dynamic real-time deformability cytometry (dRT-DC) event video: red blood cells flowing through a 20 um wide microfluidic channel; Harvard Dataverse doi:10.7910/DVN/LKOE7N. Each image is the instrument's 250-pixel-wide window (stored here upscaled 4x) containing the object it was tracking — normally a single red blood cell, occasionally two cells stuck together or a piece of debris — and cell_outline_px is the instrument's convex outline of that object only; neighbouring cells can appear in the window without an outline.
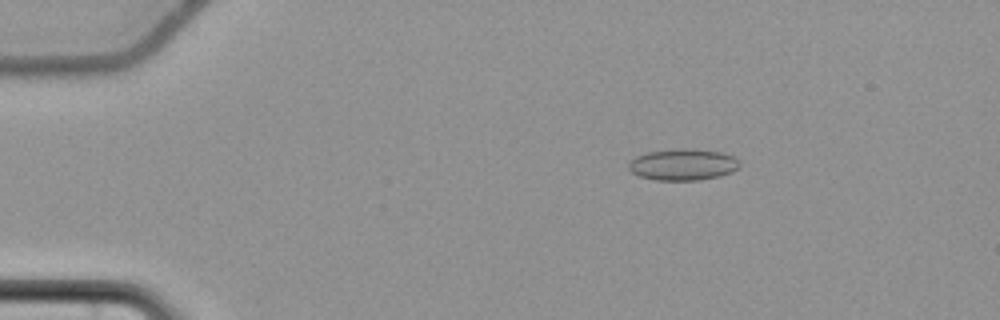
{"species": "common noctule bat (a hibernating species)", "species_latin": "Nyctalus noctula", "temperature_condition": "cold", "stored_images_in_passage": 58, "camera_frame_rate_fps": 3000, "um_per_image_px": 0.085, "animal": {"sex": "female", "body_mass_g": 22.7, "forearm_length_mm": 54.2}, "frame": {"image": 1, "passage_image": 11, "time_ms": 3.333, "image_size_px": [1000, 320], "cell_outline_px": [[740, 168], [732, 172], [720, 176], [700, 180], [656, 180], [640, 176], [632, 172], [628, 168], [628, 160], [636, 156], [648, 152], [676, 148], [692, 148], [724, 152], [736, 156], [740, 160]], "centroid_in_image_um": [58.1, 13.97], "position_along_channel_um": 26.9, "area_um2": 20.87}}
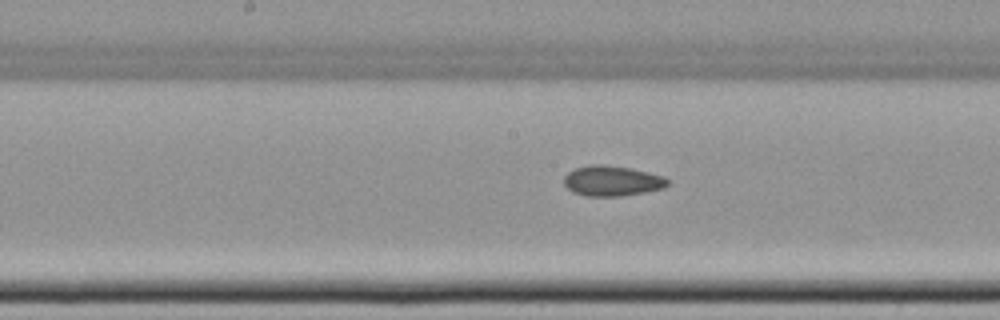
{"frame": {"image": 2, "passage_image": 31, "time_ms": 10.0, "image_size_px": [1000, 320], "cell_outline_px": [[668, 184], [664, 188], [644, 192], [620, 196], [584, 196], [572, 192], [564, 184], [564, 176], [568, 172], [576, 168], [592, 164], [600, 164], [632, 168], [664, 176], [668, 180]], "centroid_in_image_um": [52.01, 15.37], "position_along_channel_um": 196.2, "area_um2": 18.32}}
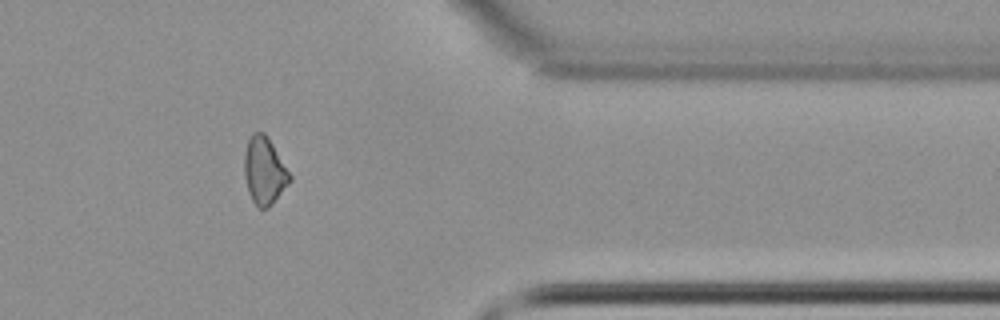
{"frame": {"image": 3, "passage_image": 48, "time_ms": 15.667, "image_size_px": [1000, 320], "cell_outline_px": [[292, 180], [268, 208], [256, 208], [248, 192], [244, 176], [244, 152], [248, 140], [252, 132], [264, 132], [272, 144], [292, 176]], "centroid_in_image_um": [22.45, 14.53], "position_along_channel_um": 388.9, "area_um2": 17.86}, "authors_computed_cell_mechanics": {"area_um2": 18.3515, "velocity_mm_per_s": 3.6901, "shape_relaxation_time_tau1_ms": 8.1579, "shape_relaxation_time_tau2_ms": null, "deformation_change_tau1": 0.0751, "deformation_change_tau2": null}}